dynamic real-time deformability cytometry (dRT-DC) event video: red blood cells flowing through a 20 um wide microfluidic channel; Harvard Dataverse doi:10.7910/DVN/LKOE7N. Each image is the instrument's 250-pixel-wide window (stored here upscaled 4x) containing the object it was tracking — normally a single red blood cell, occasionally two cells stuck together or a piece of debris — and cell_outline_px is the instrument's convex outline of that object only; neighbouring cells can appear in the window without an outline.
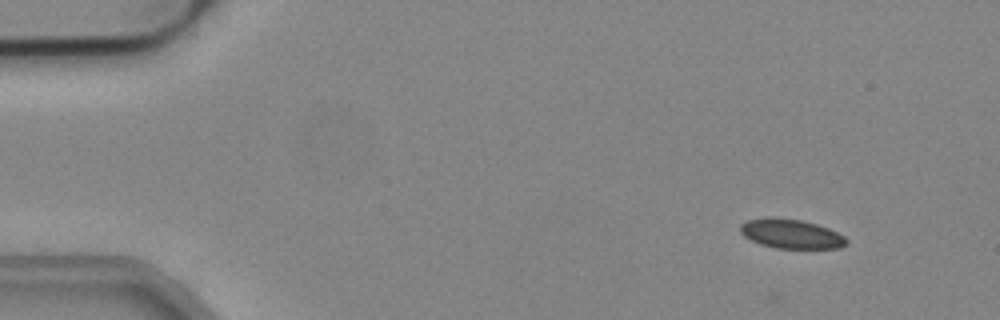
{"species": "common noctule bat (a hibernating species)", "species_latin": "Nyctalus noctula", "temperature_condition": "cold", "stored_images_in_passage": 46, "camera_frame_rate_fps": 3000, "um_per_image_px": 0.085, "animal": {"sex": "male", "body_mass_g": 19.2, "forearm_length_mm": 51.8}, "frame": {"image": 1, "passage_image": 5, "time_ms": 1.333, "image_size_px": [1000, 320], "cell_outline_px": [[848, 244], [840, 248], [776, 248], [760, 244], [744, 236], [740, 232], [740, 224], [748, 220], [764, 216], [772, 216], [800, 220], [816, 224], [828, 228], [844, 236], [848, 240]], "centroid_in_image_um": [67.23, 19.86], "position_along_channel_um": 17.8, "area_um2": 18.26}}
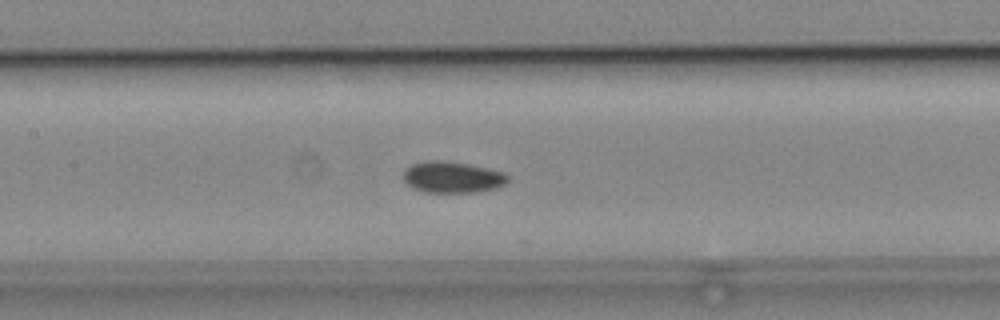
{"frame": {"image": 2, "passage_image": 25, "time_ms": 8.0, "image_size_px": [1000, 320], "cell_outline_px": [[508, 180], [504, 184], [496, 188], [472, 192], [424, 192], [408, 184], [404, 180], [404, 168], [412, 164], [428, 160], [440, 160], [468, 164], [504, 172], [508, 176]], "centroid_in_image_um": [38.44, 15.05], "position_along_channel_um": 169.0, "area_um2": 18.84}}
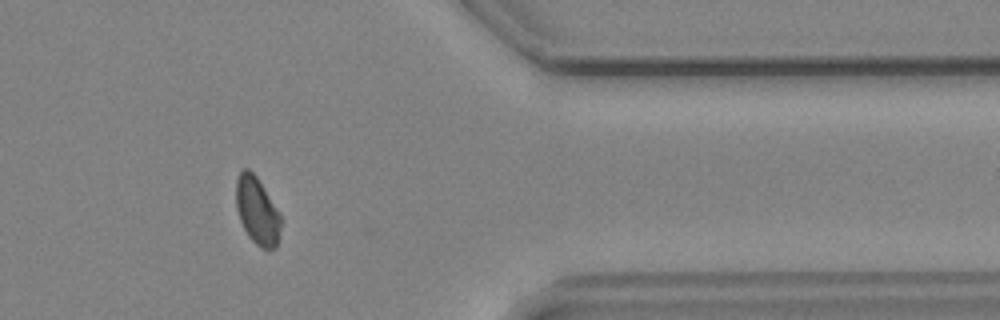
{"frame": {"image": 3, "passage_image": 44, "time_ms": 14.333, "image_size_px": [1000, 320], "cell_outline_px": [[280, 228], [276, 248], [260, 248], [248, 236], [240, 220], [236, 208], [236, 180], [240, 172], [244, 168], [248, 168], [256, 176], [280, 216]], "centroid_in_image_um": [21.82, 17.92], "position_along_channel_um": 389.6, "area_um2": 17.11}, "authors_computed_cell_mechanics": {"area_um2": 18.6694, "velocity_mm_per_s": 3.8104, "shape_relaxation_time_tau1_ms": null, "shape_relaxation_time_tau2_ms": 6.8551, "deformation_change_tau1": null, "deformation_change_tau2": 0.0696}}